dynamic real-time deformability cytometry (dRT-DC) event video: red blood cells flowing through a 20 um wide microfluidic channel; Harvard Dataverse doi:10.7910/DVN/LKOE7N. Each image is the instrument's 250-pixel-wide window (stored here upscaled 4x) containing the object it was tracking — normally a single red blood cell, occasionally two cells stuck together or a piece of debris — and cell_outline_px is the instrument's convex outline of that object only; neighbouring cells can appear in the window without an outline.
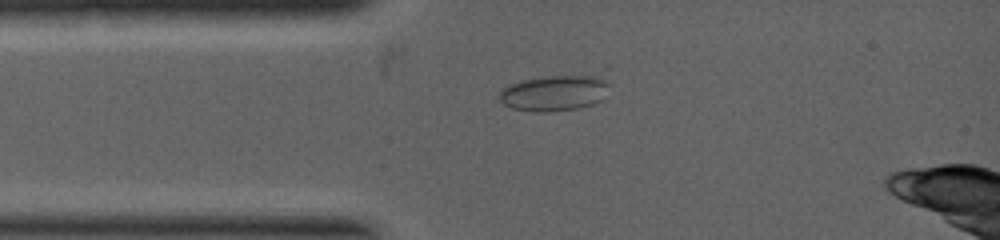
{"species": "common noctule bat (a hibernating species)", "species_latin": "Nyctalus noctula", "temperature_condition": "warm", "stored_images_in_passage": 2, "camera_frame_rate_fps": 5000, "um_per_image_px": 0.085, "animal": {"sex": "female", "body_mass_g": 19.0, "forearm_length_mm": 53.3}, "frame": {"image": 1, "passage_image": 1, "time_ms": 0.0, "image_size_px": [1000, 240], "cell_outline_px": [[608, 84], [600, 100], [592, 104], [576, 108], [548, 112], [536, 112], [512, 108], [504, 104], [496, 96], [504, 88], [512, 84], [524, 80], [604, 64], [608, 68]], "centroid_in_image_um": [47.4, 7.7], "position_along_channel_um": 37.6, "area_um2": 25.49}}